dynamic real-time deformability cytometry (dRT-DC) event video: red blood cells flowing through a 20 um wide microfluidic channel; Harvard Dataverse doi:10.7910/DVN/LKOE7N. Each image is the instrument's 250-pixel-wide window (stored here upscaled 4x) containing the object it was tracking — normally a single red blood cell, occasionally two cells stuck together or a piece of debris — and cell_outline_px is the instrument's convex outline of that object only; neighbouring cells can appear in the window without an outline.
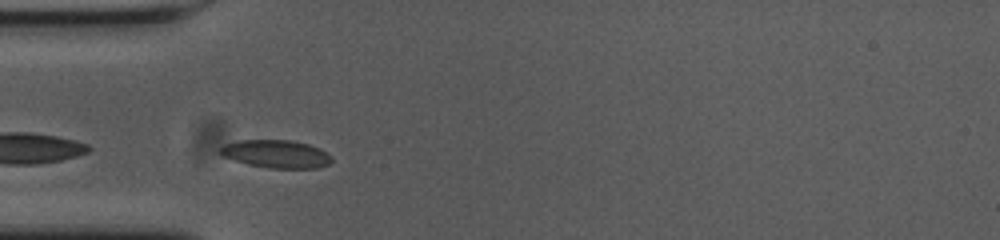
{"species": "common noctule bat (a hibernating species)", "species_latin": "Nyctalus noctula", "temperature_condition": "cold", "stored_images_in_passage": 30, "camera_frame_rate_fps": 3000, "um_per_image_px": 0.085, "animal": {"sex": "female", "body_mass_g": 23.0, "forearm_length_mm": 53.4}, "frame": {"image": 1, "passage_image": 1, "time_ms": 0.0, "image_size_px": [1000, 240], "cell_outline_px": [[332, 160], [328, 164], [316, 168], [268, 168], [248, 164], [224, 156], [220, 152], [220, 148], [224, 144], [236, 140], [292, 140], [308, 144], [320, 148], [332, 156]], "centroid_in_image_um": [23.49, 13.07], "position_along_channel_um": 61.5, "area_um2": 18.09}}
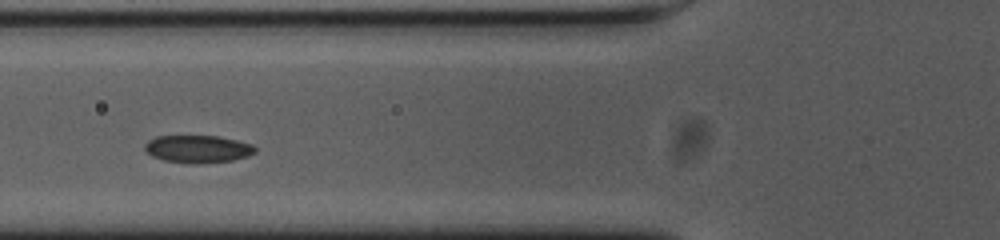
{"frame": {"image": 2, "passage_image": 5, "time_ms": 1.333, "image_size_px": [1000, 240], "cell_outline_px": [[256, 152], [248, 156], [232, 160], [196, 164], [164, 160], [152, 156], [144, 148], [144, 144], [148, 140], [156, 136], [216, 136], [236, 140], [252, 144], [256, 148]], "centroid_in_image_um": [16.81, 12.66], "position_along_channel_um": 109.0, "area_um2": 17.63}}
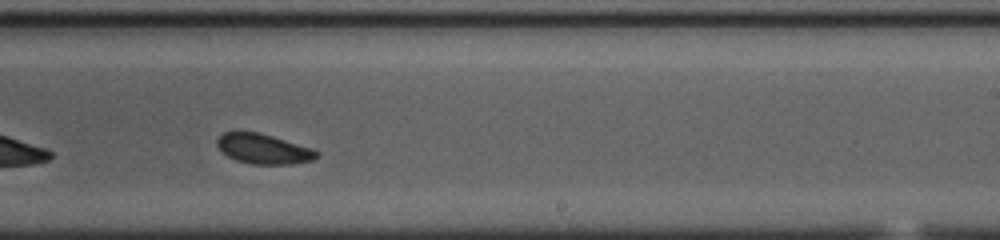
{"frame": {"image": 3, "passage_image": 18, "time_ms": 5.667, "image_size_px": [1000, 240], "cell_outline_px": [[320, 156], [312, 160], [292, 164], [252, 164], [236, 160], [228, 156], [216, 144], [216, 140], [224, 132], [256, 132], [272, 136], [312, 148], [320, 152]], "centroid_in_image_um": [22.43, 12.66], "position_along_channel_um": 266.6, "area_um2": 17.22}, "authors_computed_cell_mechanics": {"area_um2": 17.4845, "velocity_mm_per_s": 3.6504, "shape_relaxation_time_tau1_ms": 2.4601, "shape_relaxation_time_tau2_ms": 10.5907, "deformation_change_tau1": 0.1066, "deformation_change_tau2": 0.1618}}